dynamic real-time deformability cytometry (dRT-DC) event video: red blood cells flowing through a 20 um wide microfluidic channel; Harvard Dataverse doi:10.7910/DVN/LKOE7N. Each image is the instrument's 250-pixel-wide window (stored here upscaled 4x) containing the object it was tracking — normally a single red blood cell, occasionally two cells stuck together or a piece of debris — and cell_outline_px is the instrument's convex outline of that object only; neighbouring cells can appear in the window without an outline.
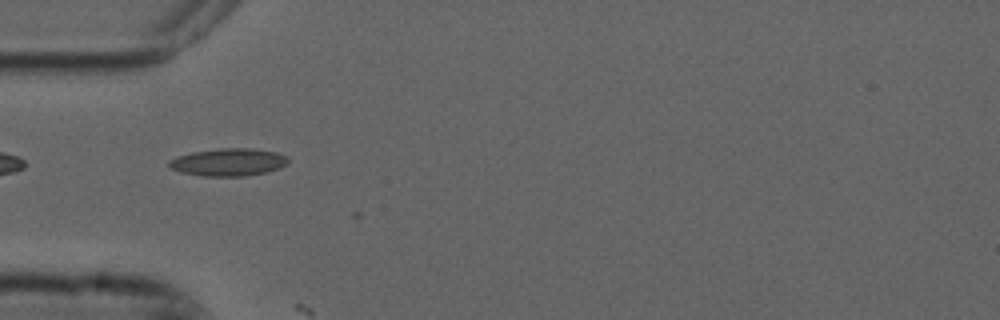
{"species": "common noctule bat (a hibernating species)", "species_latin": "Nyctalus noctula", "temperature_condition": "cold", "stored_images_in_passage": 5, "camera_frame_rate_fps": 3000, "um_per_image_px": 0.085, "animal": {"sex": "male", "forearm_length_mm": 52.5}, "frame": {"image": 1, "passage_image": 4, "time_ms": 1.0, "image_size_px": [1000, 320], "cell_outline_px": [[288, 164], [280, 168], [264, 172], [244, 176], [204, 176], [180, 172], [172, 168], [168, 164], [168, 160], [176, 156], [192, 152], [220, 148], [252, 148], [276, 152], [288, 156]], "centroid_in_image_um": [19.42, 13.77], "position_along_channel_um": 65.6, "area_um2": 19.19}}